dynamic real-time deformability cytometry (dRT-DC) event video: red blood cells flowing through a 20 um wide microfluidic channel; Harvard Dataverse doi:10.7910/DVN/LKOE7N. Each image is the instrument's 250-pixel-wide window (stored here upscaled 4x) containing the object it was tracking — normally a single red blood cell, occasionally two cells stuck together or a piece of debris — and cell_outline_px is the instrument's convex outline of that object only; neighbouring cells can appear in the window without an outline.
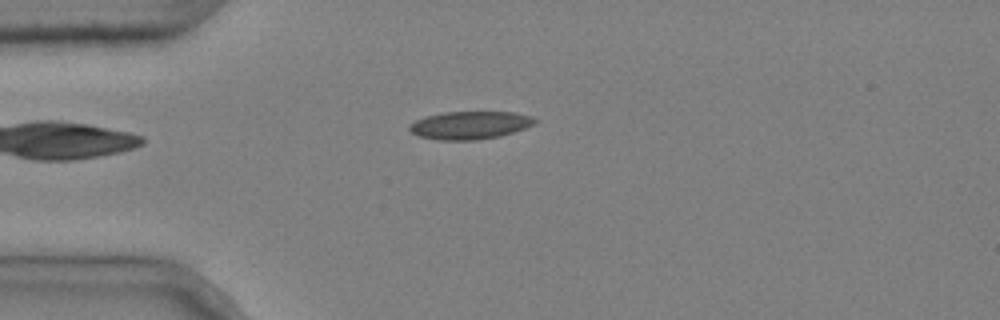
{"species": "common noctule bat (a hibernating species)", "species_latin": "Nyctalus noctula", "temperature_condition": "cold", "stored_images_in_passage": 4, "camera_frame_rate_fps": 3000, "um_per_image_px": 0.085, "animal": {"sex": "male", "body_mass_g": 20.4}, "frame": {"image": 1, "passage_image": 4, "time_ms": 1.0, "image_size_px": [1000, 320], "cell_outline_px": [[540, 120], [536, 124], [500, 136], [476, 140], [440, 140], [416, 136], [408, 128], [408, 124], [424, 116], [444, 112], [516, 112], [532, 116]], "centroid_in_image_um": [39.95, 10.63], "position_along_channel_um": 45.1, "area_um2": 20.63}}